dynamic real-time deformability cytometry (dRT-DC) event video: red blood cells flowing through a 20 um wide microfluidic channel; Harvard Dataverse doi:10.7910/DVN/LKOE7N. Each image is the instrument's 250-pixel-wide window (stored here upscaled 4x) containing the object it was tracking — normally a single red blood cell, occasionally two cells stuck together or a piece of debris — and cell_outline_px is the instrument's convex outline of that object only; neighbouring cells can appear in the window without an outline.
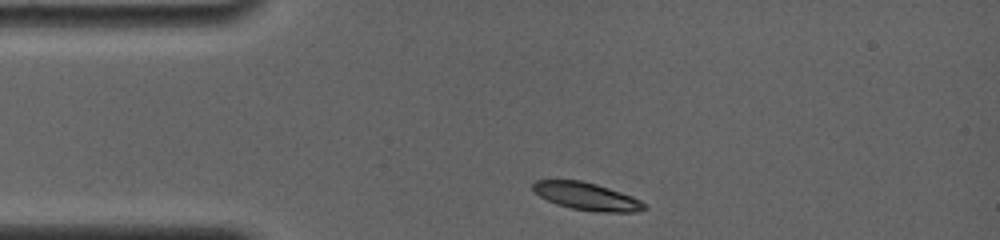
{"species": "common noctule bat (a hibernating species)", "species_latin": "Nyctalus noctula", "temperature_condition": "room temperature", "stored_images_in_passage": 12, "camera_frame_rate_fps": 4000, "um_per_image_px": 0.085, "animal": {"sex": "female", "body_mass_g": 19.0, "forearm_length_mm": 56.7}, "frame": {"image": 1, "passage_image": 1, "time_ms": 0.0, "image_size_px": [1000, 240], "cell_outline_px": [[648, 208], [636, 212], [600, 212], [572, 208], [556, 204], [540, 196], [532, 188], [532, 184], [536, 180], [580, 180], [596, 184], [632, 196], [640, 200]], "centroid_in_image_um": [49.88, 16.69], "position_along_channel_um": 35.1, "area_um2": 17.69}}
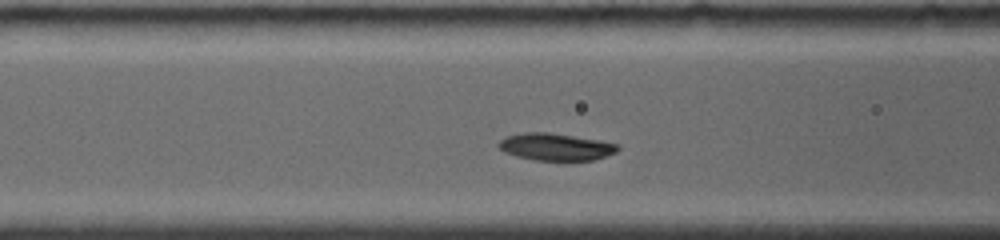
{"frame": {"image": 2, "passage_image": 6, "time_ms": 3.0, "image_size_px": [1000, 240], "cell_outline_px": [[620, 148], [616, 152], [592, 160], [536, 160], [516, 156], [504, 152], [496, 144], [504, 136], [524, 132], [548, 132], [600, 140], [620, 144]], "centroid_in_image_um": [47.21, 12.47], "position_along_channel_um": 119.4, "area_um2": 18.9}}
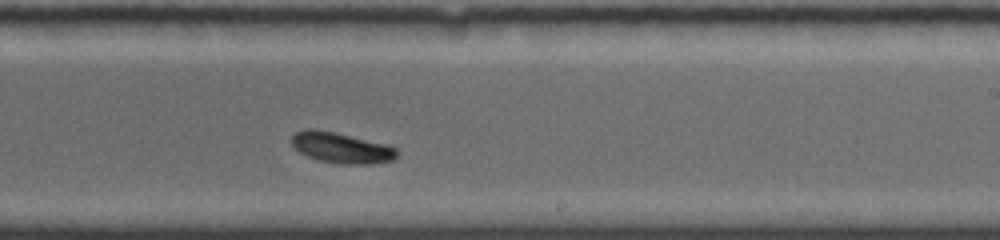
{"frame": {"image": 3, "passage_image": 12, "time_ms": 6.75, "image_size_px": [1000, 240], "cell_outline_px": [[400, 152], [392, 160], [372, 164], [344, 164], [320, 160], [308, 156], [300, 152], [292, 144], [292, 136], [296, 132], [308, 128], [316, 128], [336, 132], [388, 144], [396, 148]], "centroid_in_image_um": [29.05, 12.54], "position_along_channel_um": 259.9, "area_um2": 18.9}}